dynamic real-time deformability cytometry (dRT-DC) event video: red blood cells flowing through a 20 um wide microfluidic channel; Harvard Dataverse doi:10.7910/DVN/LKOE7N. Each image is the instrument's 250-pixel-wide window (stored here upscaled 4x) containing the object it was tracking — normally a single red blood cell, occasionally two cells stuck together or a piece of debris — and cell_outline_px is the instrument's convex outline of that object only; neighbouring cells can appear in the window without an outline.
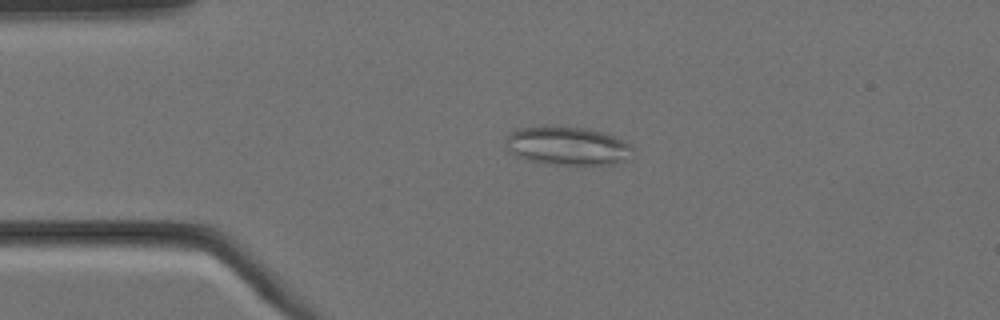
{"species": "Egyptian fruit bat (a non-hibernating species)", "species_latin": "Rousettus aegyptiacus", "temperature_condition": "cold", "stored_images_in_passage": 4, "camera_frame_rate_fps": 3000, "um_per_image_px": 0.085, "animal": {"sex": "female"}, "frame": {"image": 1, "passage_image": 3, "time_ms": 0.667, "image_size_px": [1000, 320], "cell_outline_px": [[632, 148], [624, 160], [612, 164], [544, 164], [528, 160], [516, 156], [508, 152], [504, 140], [504, 136], [508, 132], [520, 128], [584, 128], [600, 132], [612, 136], [628, 144]], "centroid_in_image_um": [48.1, 12.42], "position_along_channel_um": 36.9, "area_um2": 27.69}}